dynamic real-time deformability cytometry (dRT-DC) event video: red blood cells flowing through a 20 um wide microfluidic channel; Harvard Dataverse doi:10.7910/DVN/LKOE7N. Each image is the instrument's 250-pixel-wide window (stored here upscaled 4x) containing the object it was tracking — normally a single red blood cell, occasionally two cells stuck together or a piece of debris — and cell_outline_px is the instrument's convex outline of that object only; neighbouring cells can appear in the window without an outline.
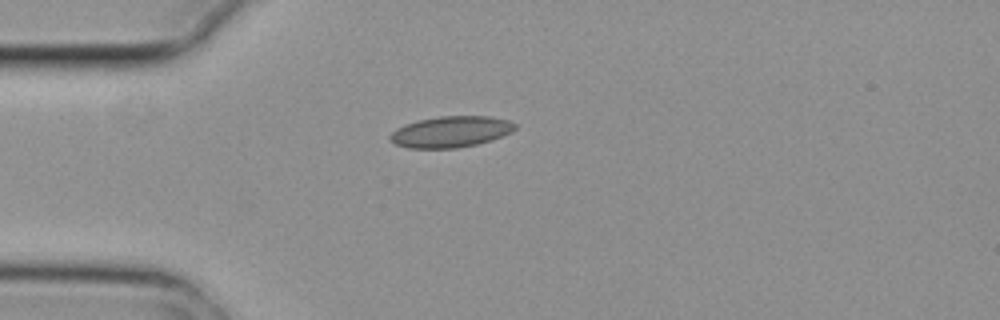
{"species": "common noctule bat (a hibernating species)", "species_latin": "Nyctalus noctula", "temperature_condition": "cold", "stored_images_in_passage": 1, "camera_frame_rate_fps": 3000, "um_per_image_px": 0.085, "animal": {"sex": "female", "body_mass_g": 29.2, "forearm_length_mm": 56.3}, "frame": {"image": 1, "passage_image": 1, "time_ms": 0.0, "image_size_px": [1000, 320], "cell_outline_px": [[516, 128], [512, 132], [492, 140], [476, 144], [456, 148], [408, 148], [396, 144], [388, 140], [388, 136], [396, 128], [404, 124], [416, 120], [440, 116], [488, 116], [508, 120], [516, 124]], "centroid_in_image_um": [38.29, 11.2], "position_along_channel_um": 46.7, "area_um2": 22.83}}